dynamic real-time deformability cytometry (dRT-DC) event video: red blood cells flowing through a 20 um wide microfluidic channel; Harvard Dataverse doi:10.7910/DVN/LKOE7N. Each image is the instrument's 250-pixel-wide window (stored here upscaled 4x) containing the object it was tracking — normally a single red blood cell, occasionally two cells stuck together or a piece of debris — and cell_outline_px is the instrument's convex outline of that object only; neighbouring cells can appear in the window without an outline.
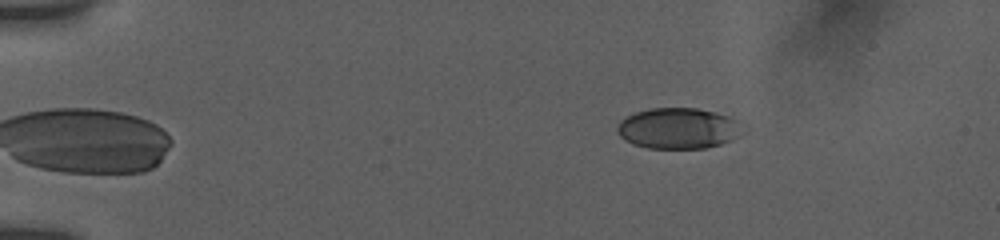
{"species": "human", "species_latin": "Homo sapiens", "temperature_condition": "room temperature", "stored_images_in_passage": 4, "camera_frame_rate_fps": 3000, "um_per_image_px": 0.085, "donor": {"sex": "female"}, "frame": {"image": 1, "passage_image": 4, "time_ms": 2.667, "image_size_px": [1000, 240], "cell_outline_px": [[748, 128], [744, 132], [732, 140], [720, 144], [704, 148], [648, 148], [632, 144], [624, 140], [616, 132], [616, 128], [620, 120], [636, 112], [652, 108], [696, 108], [712, 112], [724, 116]], "centroid_in_image_um": [57.63, 10.92], "position_along_channel_um": 27.4, "area_um2": 29.77}}